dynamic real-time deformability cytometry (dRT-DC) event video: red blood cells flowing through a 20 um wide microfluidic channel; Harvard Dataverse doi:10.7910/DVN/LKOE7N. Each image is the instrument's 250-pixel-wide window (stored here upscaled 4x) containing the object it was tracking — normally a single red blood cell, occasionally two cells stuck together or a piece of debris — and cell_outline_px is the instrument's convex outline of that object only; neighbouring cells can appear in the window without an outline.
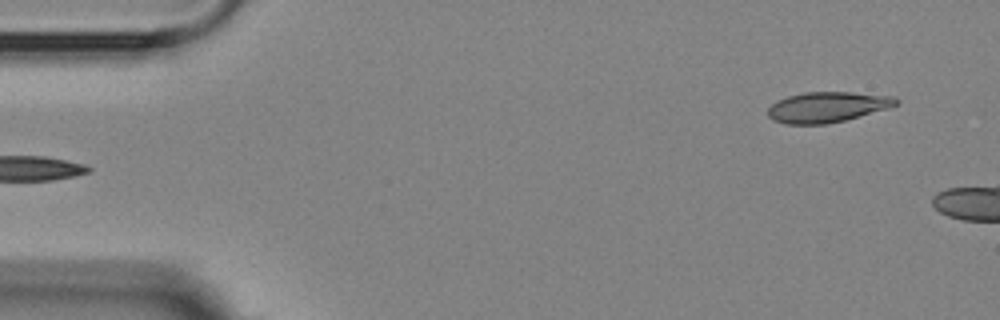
{"species": "Egyptian fruit bat (a non-hibernating species)", "species_latin": "Rousettus aegyptiacus", "temperature_condition": "room temperature", "stored_images_in_passage": 5, "segment_of_instrument_passage": [2, 2], "camera_frame_rate_fps": 3000, "um_per_image_px": 0.085, "animal": {"sex": "female"}, "frame": {"image": 1, "passage_image": 5, "time_ms": 4.333, "image_size_px": [1000, 320], "cell_outline_px": [[900, 100], [896, 104], [888, 108], [844, 120], [824, 124], [784, 124], [772, 120], [768, 116], [768, 108], [776, 100], [788, 96], [804, 92], [852, 92], [896, 96]], "centroid_in_image_um": [70.3, 9.09], "position_along_channel_um": 14.7, "area_um2": 22.77}}